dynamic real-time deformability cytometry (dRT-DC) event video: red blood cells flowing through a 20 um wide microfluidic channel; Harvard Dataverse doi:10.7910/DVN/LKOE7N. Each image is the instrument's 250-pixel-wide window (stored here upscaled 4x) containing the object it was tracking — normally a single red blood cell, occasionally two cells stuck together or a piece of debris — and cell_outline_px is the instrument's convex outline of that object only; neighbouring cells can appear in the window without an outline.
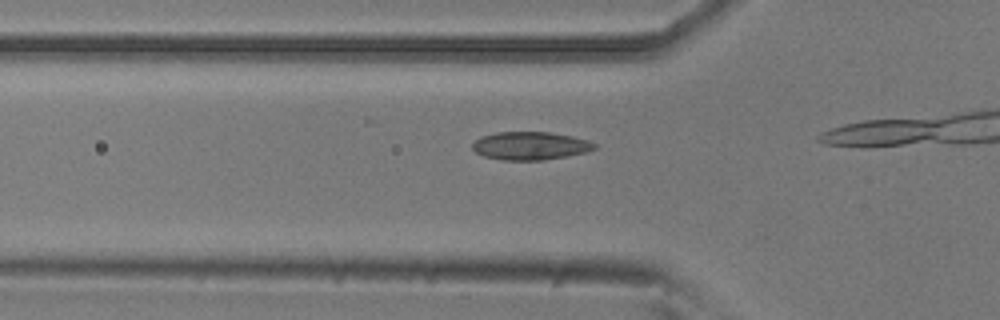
{"species": "common noctule bat (a hibernating species)", "species_latin": "Nyctalus noctula", "temperature_condition": "room temperature", "stored_images_in_passage": 15, "camera_frame_rate_fps": 3000, "um_per_image_px": 0.085, "animal": {"sex": "male", "body_mass_g": 20.5, "forearm_length_mm": 52.5}, "frame": {"image": 1, "passage_image": 13, "time_ms": 4.0, "image_size_px": [1000, 320], "cell_outline_px": [[596, 148], [584, 152], [544, 160], [500, 160], [484, 156], [476, 152], [472, 148], [472, 144], [480, 136], [496, 132], [552, 132], [572, 136], [588, 140], [596, 144]], "centroid_in_image_um": [45.04, 12.38], "position_along_channel_um": 80.8, "area_um2": 19.94}}